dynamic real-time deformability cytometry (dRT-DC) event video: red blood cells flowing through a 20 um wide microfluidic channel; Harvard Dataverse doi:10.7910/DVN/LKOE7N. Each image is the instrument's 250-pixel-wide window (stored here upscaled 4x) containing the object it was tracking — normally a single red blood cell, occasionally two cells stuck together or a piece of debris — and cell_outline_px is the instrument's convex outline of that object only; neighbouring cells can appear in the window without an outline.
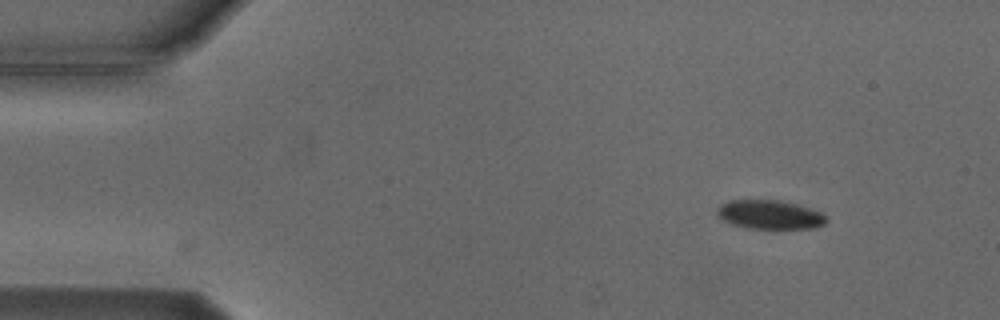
{"species": "Egyptian fruit bat (a non-hibernating species)", "species_latin": "Rousettus aegyptiacus", "temperature_condition": "cold", "stored_images_in_passage": 7, "camera_frame_rate_fps": 3000, "um_per_image_px": 0.085, "animal": {"sex": "male"}, "frame": {"image": 1, "passage_image": 1, "time_ms": 0.0, "image_size_px": [1000, 320], "cell_outline_px": [[828, 220], [824, 224], [812, 228], [748, 228], [732, 224], [724, 220], [716, 212], [716, 208], [720, 204], [728, 200], [780, 200], [796, 204], [824, 212]], "centroid_in_image_um": [65.45, 18.23], "position_along_channel_um": 19.6, "area_um2": 18.44}}
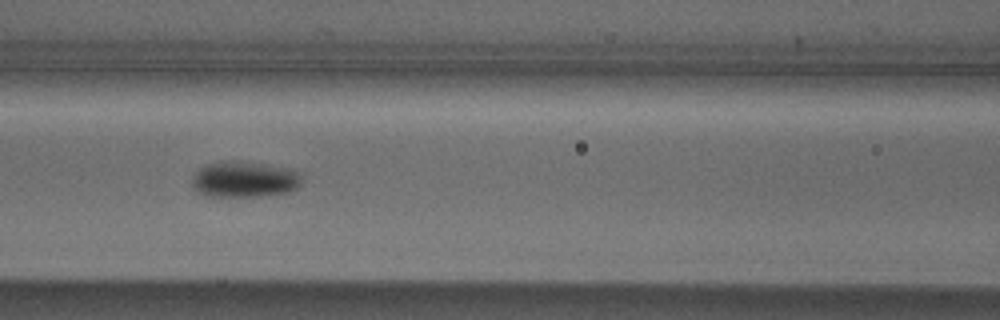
{"frame": {"image": 2, "passage_image": 6, "time_ms": 5.667, "image_size_px": [1000, 320], "cell_outline_px": [[300, 184], [296, 188], [288, 192], [260, 196], [208, 196], [192, 188], [192, 176], [200, 168], [208, 164], [220, 160], [236, 160], [264, 164], [288, 168], [300, 172]], "centroid_in_image_um": [20.75, 15.23], "position_along_channel_um": 145.9, "area_um2": 23.06}}
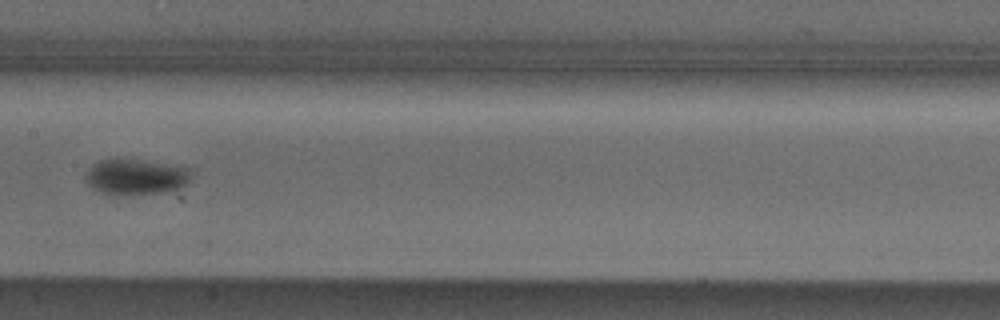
{"frame": {"image": 3, "passage_image": 7, "time_ms": 7.0, "image_size_px": [1000, 320], "cell_outline_px": [[192, 176], [188, 184], [172, 192], [116, 196], [112, 196], [100, 192], [92, 188], [84, 180], [84, 176], [88, 168], [92, 164], [100, 160], [116, 156], [124, 156], [192, 168]], "centroid_in_image_um": [11.54, 15.01], "position_along_channel_um": 195.9, "area_um2": 23.52}}